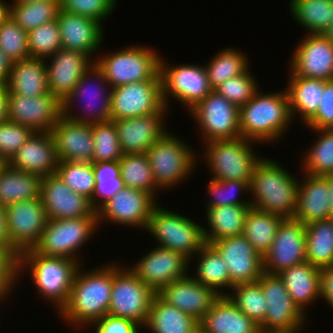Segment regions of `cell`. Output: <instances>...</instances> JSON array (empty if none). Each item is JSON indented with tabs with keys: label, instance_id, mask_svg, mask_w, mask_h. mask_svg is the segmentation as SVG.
I'll use <instances>...</instances> for the list:
<instances>
[{
	"label": "cell",
	"instance_id": "36",
	"mask_svg": "<svg viewBox=\"0 0 333 333\" xmlns=\"http://www.w3.org/2000/svg\"><path fill=\"white\" fill-rule=\"evenodd\" d=\"M42 177L9 164L0 174V206L40 198Z\"/></svg>",
	"mask_w": 333,
	"mask_h": 333
},
{
	"label": "cell",
	"instance_id": "23",
	"mask_svg": "<svg viewBox=\"0 0 333 333\" xmlns=\"http://www.w3.org/2000/svg\"><path fill=\"white\" fill-rule=\"evenodd\" d=\"M40 198L49 220L98 216L91 201L71 190L56 173L42 177Z\"/></svg>",
	"mask_w": 333,
	"mask_h": 333
},
{
	"label": "cell",
	"instance_id": "51",
	"mask_svg": "<svg viewBox=\"0 0 333 333\" xmlns=\"http://www.w3.org/2000/svg\"><path fill=\"white\" fill-rule=\"evenodd\" d=\"M0 48L13 62L30 57L28 32L10 17L0 24Z\"/></svg>",
	"mask_w": 333,
	"mask_h": 333
},
{
	"label": "cell",
	"instance_id": "59",
	"mask_svg": "<svg viewBox=\"0 0 333 333\" xmlns=\"http://www.w3.org/2000/svg\"><path fill=\"white\" fill-rule=\"evenodd\" d=\"M319 284L320 297L333 308V266L320 269Z\"/></svg>",
	"mask_w": 333,
	"mask_h": 333
},
{
	"label": "cell",
	"instance_id": "44",
	"mask_svg": "<svg viewBox=\"0 0 333 333\" xmlns=\"http://www.w3.org/2000/svg\"><path fill=\"white\" fill-rule=\"evenodd\" d=\"M92 168L95 176V186L93 198L90 201L92 207L97 211L109 199L125 188V185L121 178L119 161L92 163ZM98 198H101V202Z\"/></svg>",
	"mask_w": 333,
	"mask_h": 333
},
{
	"label": "cell",
	"instance_id": "17",
	"mask_svg": "<svg viewBox=\"0 0 333 333\" xmlns=\"http://www.w3.org/2000/svg\"><path fill=\"white\" fill-rule=\"evenodd\" d=\"M96 79L98 83L93 84L95 88L92 87L93 82L90 80ZM90 82V83H89ZM102 82V83H101ZM101 83V84H100ZM106 84V87L109 86V83L106 81L105 76L102 74V71L95 65V63L84 73L82 78L78 81L75 88L72 92L66 97V99L62 102V115L70 120H74L77 122H82L85 124H94L100 122L111 121V93L112 88L108 87L107 89L103 86ZM98 84V85H97ZM108 84V86H107ZM102 85V86H101ZM88 88H92L90 91ZM105 91V92H104ZM90 92V93H89ZM93 92V93H92ZM107 93V94H106ZM104 95V97H103ZM106 95V96H105ZM80 96V97H79ZM84 97H88L87 107H85L86 115H73L72 114V103H77V99L80 98L83 100ZM97 98V102L92 104L91 100H95ZM95 98V99H92ZM76 100V101H74ZM81 100V101H82ZM100 100V101H99ZM86 103V102H85ZM91 103V104H90ZM98 103V104H97ZM90 104V105H89ZM94 105V106H92ZM99 105V106H98ZM71 112V113H70ZM89 112V113H88ZM88 113V115H87ZM91 113V114H90Z\"/></svg>",
	"mask_w": 333,
	"mask_h": 333
},
{
	"label": "cell",
	"instance_id": "33",
	"mask_svg": "<svg viewBox=\"0 0 333 333\" xmlns=\"http://www.w3.org/2000/svg\"><path fill=\"white\" fill-rule=\"evenodd\" d=\"M319 274L320 269L309 262L292 266L278 274L290 297L303 312L307 305L318 297L320 299Z\"/></svg>",
	"mask_w": 333,
	"mask_h": 333
},
{
	"label": "cell",
	"instance_id": "22",
	"mask_svg": "<svg viewBox=\"0 0 333 333\" xmlns=\"http://www.w3.org/2000/svg\"><path fill=\"white\" fill-rule=\"evenodd\" d=\"M293 54L290 58L293 75L333 80V42L322 34H306Z\"/></svg>",
	"mask_w": 333,
	"mask_h": 333
},
{
	"label": "cell",
	"instance_id": "61",
	"mask_svg": "<svg viewBox=\"0 0 333 333\" xmlns=\"http://www.w3.org/2000/svg\"><path fill=\"white\" fill-rule=\"evenodd\" d=\"M9 88L0 84V124L8 121Z\"/></svg>",
	"mask_w": 333,
	"mask_h": 333
},
{
	"label": "cell",
	"instance_id": "40",
	"mask_svg": "<svg viewBox=\"0 0 333 333\" xmlns=\"http://www.w3.org/2000/svg\"><path fill=\"white\" fill-rule=\"evenodd\" d=\"M283 219L282 216L250 207L245 215L242 235L264 256L270 249Z\"/></svg>",
	"mask_w": 333,
	"mask_h": 333
},
{
	"label": "cell",
	"instance_id": "30",
	"mask_svg": "<svg viewBox=\"0 0 333 333\" xmlns=\"http://www.w3.org/2000/svg\"><path fill=\"white\" fill-rule=\"evenodd\" d=\"M303 183L297 191V209L294 219L303 224L312 221L330 219V190L328 175L317 176L305 173Z\"/></svg>",
	"mask_w": 333,
	"mask_h": 333
},
{
	"label": "cell",
	"instance_id": "65",
	"mask_svg": "<svg viewBox=\"0 0 333 333\" xmlns=\"http://www.w3.org/2000/svg\"><path fill=\"white\" fill-rule=\"evenodd\" d=\"M322 35L333 42V21L330 23V25Z\"/></svg>",
	"mask_w": 333,
	"mask_h": 333
},
{
	"label": "cell",
	"instance_id": "37",
	"mask_svg": "<svg viewBox=\"0 0 333 333\" xmlns=\"http://www.w3.org/2000/svg\"><path fill=\"white\" fill-rule=\"evenodd\" d=\"M252 206H215L206 211L209 230L203 227L205 243L239 236L243 233L245 215ZM207 229V230H206Z\"/></svg>",
	"mask_w": 333,
	"mask_h": 333
},
{
	"label": "cell",
	"instance_id": "48",
	"mask_svg": "<svg viewBox=\"0 0 333 333\" xmlns=\"http://www.w3.org/2000/svg\"><path fill=\"white\" fill-rule=\"evenodd\" d=\"M56 174L75 193L93 198L95 176L91 162L59 161Z\"/></svg>",
	"mask_w": 333,
	"mask_h": 333
},
{
	"label": "cell",
	"instance_id": "19",
	"mask_svg": "<svg viewBox=\"0 0 333 333\" xmlns=\"http://www.w3.org/2000/svg\"><path fill=\"white\" fill-rule=\"evenodd\" d=\"M190 260L182 253L155 247L130 268L155 293L175 280L186 277Z\"/></svg>",
	"mask_w": 333,
	"mask_h": 333
},
{
	"label": "cell",
	"instance_id": "34",
	"mask_svg": "<svg viewBox=\"0 0 333 333\" xmlns=\"http://www.w3.org/2000/svg\"><path fill=\"white\" fill-rule=\"evenodd\" d=\"M145 326L152 333H197L200 330L198 320L168 304L157 293L151 301Z\"/></svg>",
	"mask_w": 333,
	"mask_h": 333
},
{
	"label": "cell",
	"instance_id": "63",
	"mask_svg": "<svg viewBox=\"0 0 333 333\" xmlns=\"http://www.w3.org/2000/svg\"><path fill=\"white\" fill-rule=\"evenodd\" d=\"M10 17V5L0 0V24Z\"/></svg>",
	"mask_w": 333,
	"mask_h": 333
},
{
	"label": "cell",
	"instance_id": "41",
	"mask_svg": "<svg viewBox=\"0 0 333 333\" xmlns=\"http://www.w3.org/2000/svg\"><path fill=\"white\" fill-rule=\"evenodd\" d=\"M290 11L309 34H323L333 21V0H292Z\"/></svg>",
	"mask_w": 333,
	"mask_h": 333
},
{
	"label": "cell",
	"instance_id": "13",
	"mask_svg": "<svg viewBox=\"0 0 333 333\" xmlns=\"http://www.w3.org/2000/svg\"><path fill=\"white\" fill-rule=\"evenodd\" d=\"M160 71L151 79L112 88L111 120L159 112L163 107Z\"/></svg>",
	"mask_w": 333,
	"mask_h": 333
},
{
	"label": "cell",
	"instance_id": "64",
	"mask_svg": "<svg viewBox=\"0 0 333 333\" xmlns=\"http://www.w3.org/2000/svg\"><path fill=\"white\" fill-rule=\"evenodd\" d=\"M328 187L330 190V205H329V209H330V218L333 219V174L328 175Z\"/></svg>",
	"mask_w": 333,
	"mask_h": 333
},
{
	"label": "cell",
	"instance_id": "31",
	"mask_svg": "<svg viewBox=\"0 0 333 333\" xmlns=\"http://www.w3.org/2000/svg\"><path fill=\"white\" fill-rule=\"evenodd\" d=\"M204 333H261L259 325L249 319L228 296H219L199 321Z\"/></svg>",
	"mask_w": 333,
	"mask_h": 333
},
{
	"label": "cell",
	"instance_id": "11",
	"mask_svg": "<svg viewBox=\"0 0 333 333\" xmlns=\"http://www.w3.org/2000/svg\"><path fill=\"white\" fill-rule=\"evenodd\" d=\"M258 282L268 305L264 321L259 326L261 333H290L303 329L306 314L290 297L278 274L263 272Z\"/></svg>",
	"mask_w": 333,
	"mask_h": 333
},
{
	"label": "cell",
	"instance_id": "56",
	"mask_svg": "<svg viewBox=\"0 0 333 333\" xmlns=\"http://www.w3.org/2000/svg\"><path fill=\"white\" fill-rule=\"evenodd\" d=\"M306 125L311 129H333V80L324 81L319 108Z\"/></svg>",
	"mask_w": 333,
	"mask_h": 333
},
{
	"label": "cell",
	"instance_id": "46",
	"mask_svg": "<svg viewBox=\"0 0 333 333\" xmlns=\"http://www.w3.org/2000/svg\"><path fill=\"white\" fill-rule=\"evenodd\" d=\"M319 133L318 141L304 153L302 169L310 175L333 174V129H311Z\"/></svg>",
	"mask_w": 333,
	"mask_h": 333
},
{
	"label": "cell",
	"instance_id": "38",
	"mask_svg": "<svg viewBox=\"0 0 333 333\" xmlns=\"http://www.w3.org/2000/svg\"><path fill=\"white\" fill-rule=\"evenodd\" d=\"M306 262L322 269L333 266V219L305 225Z\"/></svg>",
	"mask_w": 333,
	"mask_h": 333
},
{
	"label": "cell",
	"instance_id": "2",
	"mask_svg": "<svg viewBox=\"0 0 333 333\" xmlns=\"http://www.w3.org/2000/svg\"><path fill=\"white\" fill-rule=\"evenodd\" d=\"M263 94L258 91L239 107L241 137L255 143L278 140L292 121L286 90Z\"/></svg>",
	"mask_w": 333,
	"mask_h": 333
},
{
	"label": "cell",
	"instance_id": "50",
	"mask_svg": "<svg viewBox=\"0 0 333 333\" xmlns=\"http://www.w3.org/2000/svg\"><path fill=\"white\" fill-rule=\"evenodd\" d=\"M30 57L46 60L62 48L57 20L28 32Z\"/></svg>",
	"mask_w": 333,
	"mask_h": 333
},
{
	"label": "cell",
	"instance_id": "29",
	"mask_svg": "<svg viewBox=\"0 0 333 333\" xmlns=\"http://www.w3.org/2000/svg\"><path fill=\"white\" fill-rule=\"evenodd\" d=\"M57 23L63 49L80 51L91 58L101 47L103 29L96 20L59 10Z\"/></svg>",
	"mask_w": 333,
	"mask_h": 333
},
{
	"label": "cell",
	"instance_id": "18",
	"mask_svg": "<svg viewBox=\"0 0 333 333\" xmlns=\"http://www.w3.org/2000/svg\"><path fill=\"white\" fill-rule=\"evenodd\" d=\"M156 205L150 193L125 187L97 210L98 223L107 219V222L147 229Z\"/></svg>",
	"mask_w": 333,
	"mask_h": 333
},
{
	"label": "cell",
	"instance_id": "45",
	"mask_svg": "<svg viewBox=\"0 0 333 333\" xmlns=\"http://www.w3.org/2000/svg\"><path fill=\"white\" fill-rule=\"evenodd\" d=\"M248 60L234 48H226L214 56L205 66L213 90L227 79L242 75L248 70Z\"/></svg>",
	"mask_w": 333,
	"mask_h": 333
},
{
	"label": "cell",
	"instance_id": "54",
	"mask_svg": "<svg viewBox=\"0 0 333 333\" xmlns=\"http://www.w3.org/2000/svg\"><path fill=\"white\" fill-rule=\"evenodd\" d=\"M115 4L116 0H61L60 10L85 16L101 23L114 11Z\"/></svg>",
	"mask_w": 333,
	"mask_h": 333
},
{
	"label": "cell",
	"instance_id": "1",
	"mask_svg": "<svg viewBox=\"0 0 333 333\" xmlns=\"http://www.w3.org/2000/svg\"><path fill=\"white\" fill-rule=\"evenodd\" d=\"M103 267V268H102ZM90 272L79 268L67 304L59 312L67 323L78 328L108 314L112 290V263Z\"/></svg>",
	"mask_w": 333,
	"mask_h": 333
},
{
	"label": "cell",
	"instance_id": "16",
	"mask_svg": "<svg viewBox=\"0 0 333 333\" xmlns=\"http://www.w3.org/2000/svg\"><path fill=\"white\" fill-rule=\"evenodd\" d=\"M305 224L294 218L280 223L270 249L263 256L264 272L279 274L285 269L306 262Z\"/></svg>",
	"mask_w": 333,
	"mask_h": 333
},
{
	"label": "cell",
	"instance_id": "7",
	"mask_svg": "<svg viewBox=\"0 0 333 333\" xmlns=\"http://www.w3.org/2000/svg\"><path fill=\"white\" fill-rule=\"evenodd\" d=\"M198 224L156 205L146 230L160 242L158 247L180 252L191 261L193 255L206 244L203 227Z\"/></svg>",
	"mask_w": 333,
	"mask_h": 333
},
{
	"label": "cell",
	"instance_id": "6",
	"mask_svg": "<svg viewBox=\"0 0 333 333\" xmlns=\"http://www.w3.org/2000/svg\"><path fill=\"white\" fill-rule=\"evenodd\" d=\"M160 54L150 47L131 46L94 59L111 88L151 80L160 71Z\"/></svg>",
	"mask_w": 333,
	"mask_h": 333
},
{
	"label": "cell",
	"instance_id": "66",
	"mask_svg": "<svg viewBox=\"0 0 333 333\" xmlns=\"http://www.w3.org/2000/svg\"><path fill=\"white\" fill-rule=\"evenodd\" d=\"M37 1H61V0H15L14 2H11L12 5L14 4H27L31 2H37Z\"/></svg>",
	"mask_w": 333,
	"mask_h": 333
},
{
	"label": "cell",
	"instance_id": "20",
	"mask_svg": "<svg viewBox=\"0 0 333 333\" xmlns=\"http://www.w3.org/2000/svg\"><path fill=\"white\" fill-rule=\"evenodd\" d=\"M62 116V102L50 92L28 97L9 92L8 119L34 132H51Z\"/></svg>",
	"mask_w": 333,
	"mask_h": 333
},
{
	"label": "cell",
	"instance_id": "25",
	"mask_svg": "<svg viewBox=\"0 0 333 333\" xmlns=\"http://www.w3.org/2000/svg\"><path fill=\"white\" fill-rule=\"evenodd\" d=\"M46 64L49 92L63 102L84 73L94 64L83 52L60 48Z\"/></svg>",
	"mask_w": 333,
	"mask_h": 333
},
{
	"label": "cell",
	"instance_id": "47",
	"mask_svg": "<svg viewBox=\"0 0 333 333\" xmlns=\"http://www.w3.org/2000/svg\"><path fill=\"white\" fill-rule=\"evenodd\" d=\"M233 294L227 296L230 300L251 320L259 326L263 323L266 310L267 301L264 297L261 284L253 283H240L232 287Z\"/></svg>",
	"mask_w": 333,
	"mask_h": 333
},
{
	"label": "cell",
	"instance_id": "12",
	"mask_svg": "<svg viewBox=\"0 0 333 333\" xmlns=\"http://www.w3.org/2000/svg\"><path fill=\"white\" fill-rule=\"evenodd\" d=\"M160 58L163 103L168 107L169 96L185 104L190 111L213 91L205 66L180 64L168 67Z\"/></svg>",
	"mask_w": 333,
	"mask_h": 333
},
{
	"label": "cell",
	"instance_id": "58",
	"mask_svg": "<svg viewBox=\"0 0 333 333\" xmlns=\"http://www.w3.org/2000/svg\"><path fill=\"white\" fill-rule=\"evenodd\" d=\"M91 324H96L94 326L96 328L95 333H139V328L141 327L129 319L108 314Z\"/></svg>",
	"mask_w": 333,
	"mask_h": 333
},
{
	"label": "cell",
	"instance_id": "21",
	"mask_svg": "<svg viewBox=\"0 0 333 333\" xmlns=\"http://www.w3.org/2000/svg\"><path fill=\"white\" fill-rule=\"evenodd\" d=\"M226 263L231 288L240 283L257 282L264 272L263 256L243 236L223 238L211 243Z\"/></svg>",
	"mask_w": 333,
	"mask_h": 333
},
{
	"label": "cell",
	"instance_id": "32",
	"mask_svg": "<svg viewBox=\"0 0 333 333\" xmlns=\"http://www.w3.org/2000/svg\"><path fill=\"white\" fill-rule=\"evenodd\" d=\"M47 63L46 60L33 57L13 62L7 83L9 92L28 97L48 94Z\"/></svg>",
	"mask_w": 333,
	"mask_h": 333
},
{
	"label": "cell",
	"instance_id": "49",
	"mask_svg": "<svg viewBox=\"0 0 333 333\" xmlns=\"http://www.w3.org/2000/svg\"><path fill=\"white\" fill-rule=\"evenodd\" d=\"M92 134L94 140L93 163L121 159L124 153L112 120L92 124Z\"/></svg>",
	"mask_w": 333,
	"mask_h": 333
},
{
	"label": "cell",
	"instance_id": "14",
	"mask_svg": "<svg viewBox=\"0 0 333 333\" xmlns=\"http://www.w3.org/2000/svg\"><path fill=\"white\" fill-rule=\"evenodd\" d=\"M200 126L204 142L241 137L239 107L216 90L211 91L189 111Z\"/></svg>",
	"mask_w": 333,
	"mask_h": 333
},
{
	"label": "cell",
	"instance_id": "9",
	"mask_svg": "<svg viewBox=\"0 0 333 333\" xmlns=\"http://www.w3.org/2000/svg\"><path fill=\"white\" fill-rule=\"evenodd\" d=\"M115 264H112V290L108 315L129 319L145 327L151 301L156 293L130 268Z\"/></svg>",
	"mask_w": 333,
	"mask_h": 333
},
{
	"label": "cell",
	"instance_id": "39",
	"mask_svg": "<svg viewBox=\"0 0 333 333\" xmlns=\"http://www.w3.org/2000/svg\"><path fill=\"white\" fill-rule=\"evenodd\" d=\"M201 259L197 264L196 275L193 278L213 290L218 296H227L221 288L231 289V278L228 267L220 253L211 245L205 244L198 252Z\"/></svg>",
	"mask_w": 333,
	"mask_h": 333
},
{
	"label": "cell",
	"instance_id": "28",
	"mask_svg": "<svg viewBox=\"0 0 333 333\" xmlns=\"http://www.w3.org/2000/svg\"><path fill=\"white\" fill-rule=\"evenodd\" d=\"M8 164L41 177L56 173L59 159L50 132H34L12 156Z\"/></svg>",
	"mask_w": 333,
	"mask_h": 333
},
{
	"label": "cell",
	"instance_id": "57",
	"mask_svg": "<svg viewBox=\"0 0 333 333\" xmlns=\"http://www.w3.org/2000/svg\"><path fill=\"white\" fill-rule=\"evenodd\" d=\"M18 255L0 252V302L10 293L17 280Z\"/></svg>",
	"mask_w": 333,
	"mask_h": 333
},
{
	"label": "cell",
	"instance_id": "24",
	"mask_svg": "<svg viewBox=\"0 0 333 333\" xmlns=\"http://www.w3.org/2000/svg\"><path fill=\"white\" fill-rule=\"evenodd\" d=\"M166 111L167 107L164 106L157 113L112 120L122 152L124 154L146 153L167 132L163 125Z\"/></svg>",
	"mask_w": 333,
	"mask_h": 333
},
{
	"label": "cell",
	"instance_id": "3",
	"mask_svg": "<svg viewBox=\"0 0 333 333\" xmlns=\"http://www.w3.org/2000/svg\"><path fill=\"white\" fill-rule=\"evenodd\" d=\"M294 177L275 161L261 158L249 185L254 195L251 206L283 218H294L299 185Z\"/></svg>",
	"mask_w": 333,
	"mask_h": 333
},
{
	"label": "cell",
	"instance_id": "8",
	"mask_svg": "<svg viewBox=\"0 0 333 333\" xmlns=\"http://www.w3.org/2000/svg\"><path fill=\"white\" fill-rule=\"evenodd\" d=\"M179 139L166 132L145 153L159 191L183 182L196 166V156L191 147L189 149L188 145Z\"/></svg>",
	"mask_w": 333,
	"mask_h": 333
},
{
	"label": "cell",
	"instance_id": "26",
	"mask_svg": "<svg viewBox=\"0 0 333 333\" xmlns=\"http://www.w3.org/2000/svg\"><path fill=\"white\" fill-rule=\"evenodd\" d=\"M50 133L59 161L93 163L92 124L70 120L62 115Z\"/></svg>",
	"mask_w": 333,
	"mask_h": 333
},
{
	"label": "cell",
	"instance_id": "60",
	"mask_svg": "<svg viewBox=\"0 0 333 333\" xmlns=\"http://www.w3.org/2000/svg\"><path fill=\"white\" fill-rule=\"evenodd\" d=\"M0 252L18 254L10 245L6 229V214L4 207L0 206Z\"/></svg>",
	"mask_w": 333,
	"mask_h": 333
},
{
	"label": "cell",
	"instance_id": "43",
	"mask_svg": "<svg viewBox=\"0 0 333 333\" xmlns=\"http://www.w3.org/2000/svg\"><path fill=\"white\" fill-rule=\"evenodd\" d=\"M60 1H37L27 4H10V18L24 31L29 32L43 24L57 20Z\"/></svg>",
	"mask_w": 333,
	"mask_h": 333
},
{
	"label": "cell",
	"instance_id": "67",
	"mask_svg": "<svg viewBox=\"0 0 333 333\" xmlns=\"http://www.w3.org/2000/svg\"><path fill=\"white\" fill-rule=\"evenodd\" d=\"M8 164V161L2 157H0V174L2 172V170L6 167V165Z\"/></svg>",
	"mask_w": 333,
	"mask_h": 333
},
{
	"label": "cell",
	"instance_id": "10",
	"mask_svg": "<svg viewBox=\"0 0 333 333\" xmlns=\"http://www.w3.org/2000/svg\"><path fill=\"white\" fill-rule=\"evenodd\" d=\"M99 227L98 216L48 220L39 242L33 250L46 256L78 261L79 248L86 244ZM92 235V236H91Z\"/></svg>",
	"mask_w": 333,
	"mask_h": 333
},
{
	"label": "cell",
	"instance_id": "15",
	"mask_svg": "<svg viewBox=\"0 0 333 333\" xmlns=\"http://www.w3.org/2000/svg\"><path fill=\"white\" fill-rule=\"evenodd\" d=\"M4 209L11 247L19 255L33 249L49 220L41 198L11 203Z\"/></svg>",
	"mask_w": 333,
	"mask_h": 333
},
{
	"label": "cell",
	"instance_id": "42",
	"mask_svg": "<svg viewBox=\"0 0 333 333\" xmlns=\"http://www.w3.org/2000/svg\"><path fill=\"white\" fill-rule=\"evenodd\" d=\"M121 178L125 187L142 190L156 196V182L145 153L123 154L119 160Z\"/></svg>",
	"mask_w": 333,
	"mask_h": 333
},
{
	"label": "cell",
	"instance_id": "5",
	"mask_svg": "<svg viewBox=\"0 0 333 333\" xmlns=\"http://www.w3.org/2000/svg\"><path fill=\"white\" fill-rule=\"evenodd\" d=\"M252 140L239 137L207 141L205 159L212 179L240 180L249 185L257 162L261 157L254 154Z\"/></svg>",
	"mask_w": 333,
	"mask_h": 333
},
{
	"label": "cell",
	"instance_id": "53",
	"mask_svg": "<svg viewBox=\"0 0 333 333\" xmlns=\"http://www.w3.org/2000/svg\"><path fill=\"white\" fill-rule=\"evenodd\" d=\"M215 90L238 107L246 104L259 91L257 80H254L248 70L242 75L227 79Z\"/></svg>",
	"mask_w": 333,
	"mask_h": 333
},
{
	"label": "cell",
	"instance_id": "62",
	"mask_svg": "<svg viewBox=\"0 0 333 333\" xmlns=\"http://www.w3.org/2000/svg\"><path fill=\"white\" fill-rule=\"evenodd\" d=\"M13 61L10 60L4 51L0 48V84H7Z\"/></svg>",
	"mask_w": 333,
	"mask_h": 333
},
{
	"label": "cell",
	"instance_id": "52",
	"mask_svg": "<svg viewBox=\"0 0 333 333\" xmlns=\"http://www.w3.org/2000/svg\"><path fill=\"white\" fill-rule=\"evenodd\" d=\"M244 190H250L249 184L245 181L210 179L208 191L213 198H210L211 201L207 203L206 208L229 205L251 206V200L247 202L236 198L237 193Z\"/></svg>",
	"mask_w": 333,
	"mask_h": 333
},
{
	"label": "cell",
	"instance_id": "4",
	"mask_svg": "<svg viewBox=\"0 0 333 333\" xmlns=\"http://www.w3.org/2000/svg\"><path fill=\"white\" fill-rule=\"evenodd\" d=\"M80 262L64 257L46 256L28 249L18 255L17 277L21 275V271L29 268L39 295L53 302L60 312L69 300L75 275L81 267Z\"/></svg>",
	"mask_w": 333,
	"mask_h": 333
},
{
	"label": "cell",
	"instance_id": "55",
	"mask_svg": "<svg viewBox=\"0 0 333 333\" xmlns=\"http://www.w3.org/2000/svg\"><path fill=\"white\" fill-rule=\"evenodd\" d=\"M34 131L18 123L6 121L0 124V157L9 161Z\"/></svg>",
	"mask_w": 333,
	"mask_h": 333
},
{
	"label": "cell",
	"instance_id": "27",
	"mask_svg": "<svg viewBox=\"0 0 333 333\" xmlns=\"http://www.w3.org/2000/svg\"><path fill=\"white\" fill-rule=\"evenodd\" d=\"M157 294L168 304L198 321L207 314L219 297L213 290L190 275L164 286Z\"/></svg>",
	"mask_w": 333,
	"mask_h": 333
},
{
	"label": "cell",
	"instance_id": "35",
	"mask_svg": "<svg viewBox=\"0 0 333 333\" xmlns=\"http://www.w3.org/2000/svg\"><path fill=\"white\" fill-rule=\"evenodd\" d=\"M286 89L289 98V109L292 119L295 113L301 116L303 123H307L317 112L322 93L324 80L296 76L290 73Z\"/></svg>",
	"mask_w": 333,
	"mask_h": 333
}]
</instances>
